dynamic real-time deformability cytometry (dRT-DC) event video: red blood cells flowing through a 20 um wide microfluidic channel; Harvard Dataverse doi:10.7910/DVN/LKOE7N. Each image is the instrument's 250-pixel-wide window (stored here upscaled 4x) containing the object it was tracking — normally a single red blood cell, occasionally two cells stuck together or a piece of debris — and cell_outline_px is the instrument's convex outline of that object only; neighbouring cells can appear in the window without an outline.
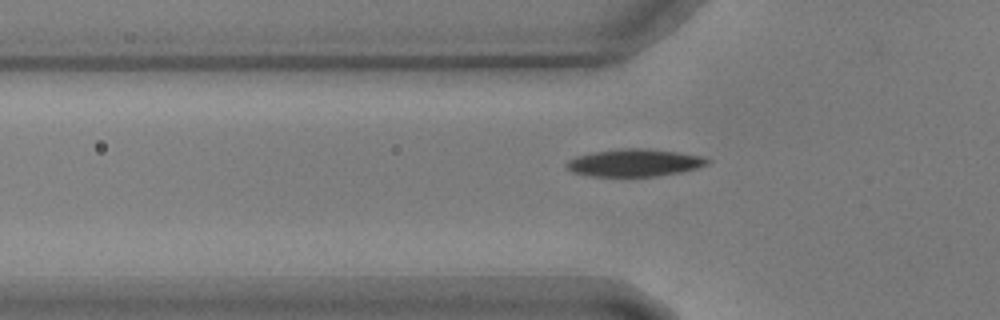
{"species": "common noctule bat (a hibernating species)", "species_latin": "Nyctalus noctula", "temperature_condition": "warm", "stored_images_in_passage": 18, "camera_frame_rate_fps": 3000, "um_per_image_px": 0.085, "animal": {"sex": "male", "body_mass_g": 17.9, "forearm_length_mm": 54.2}, "frame": {"image": 1, "passage_image": 4, "time_ms": 1.0, "image_size_px": [1000, 320], "cell_outline_px": [[712, 160], [708, 164], [696, 168], [680, 172], [656, 176], [592, 176], [572, 172], [564, 168], [564, 164], [568, 160], [576, 156], [592, 152], [620, 148], [648, 148], [680, 152], [704, 156]], "centroid_in_image_um": [53.92, 13.82], "position_along_channel_um": 71.9, "area_um2": 22.83}}
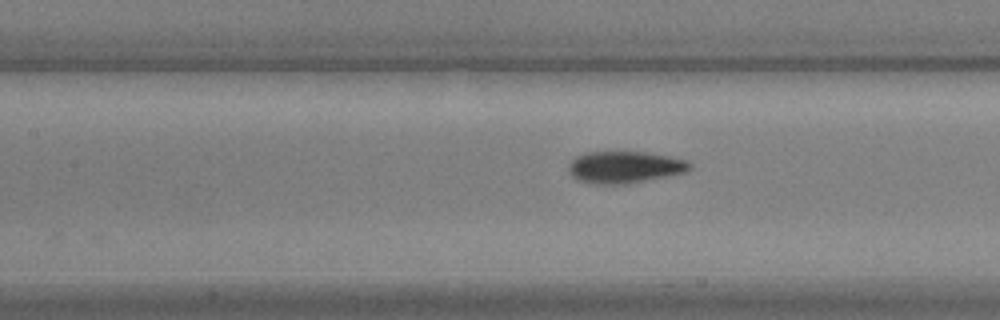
{"frame": {"image": 2, "passage_image": 11, "time_ms": 3.333, "image_size_px": [1000, 320], "cell_outline_px": [[692, 168], [684, 172], [668, 176], [628, 184], [596, 184], [576, 180], [568, 172], [568, 164], [576, 156], [584, 152], [624, 148], [668, 156], [688, 160], [692, 164]], "centroid_in_image_um": [53.06, 14.16], "position_along_channel_um": 154.3, "area_um2": 23.64}}
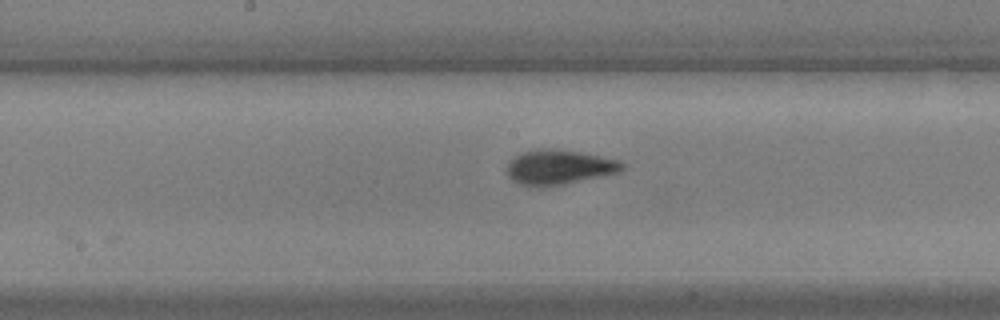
{"frame": {"image": 3, "passage_image": 15, "time_ms": 4.667, "image_size_px": [1000, 320], "cell_outline_px": [[624, 168], [616, 172], [600, 176], [540, 188], [520, 184], [512, 180], [504, 172], [508, 164], [516, 156], [524, 152], [540, 148], [552, 148], [580, 152], [620, 160], [624, 164]], "centroid_in_image_um": [47.47, 14.21], "position_along_channel_um": 200.7, "area_um2": 23.12}}